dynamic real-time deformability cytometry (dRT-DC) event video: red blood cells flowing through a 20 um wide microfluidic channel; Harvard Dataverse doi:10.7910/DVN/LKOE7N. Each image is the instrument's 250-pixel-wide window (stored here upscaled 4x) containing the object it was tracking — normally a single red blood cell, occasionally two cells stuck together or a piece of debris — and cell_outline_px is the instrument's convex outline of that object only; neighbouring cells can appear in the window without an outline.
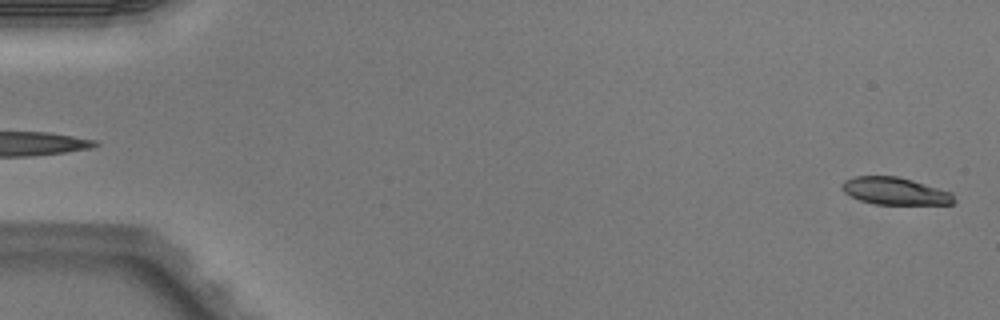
{"species": "Egyptian fruit bat (a non-hibernating species)", "species_latin": "Rousettus aegyptiacus", "temperature_condition": "warm", "stored_images_in_passage": 5, "segment_of_instrument_passage": [2, 2], "camera_frame_rate_fps": 3000, "um_per_image_px": 0.085, "animal": {"sex": "male"}, "frame": {"image": 1, "passage_image": 5, "time_ms": 1.333, "image_size_px": [1000, 320], "cell_outline_px": [[956, 200], [952, 204], [876, 204], [860, 200], [844, 192], [840, 188], [840, 184], [844, 180], [856, 176], [896, 176], [912, 180], [952, 192]], "centroid_in_image_um": [76.07, 16.24], "position_along_channel_um": 8.9, "area_um2": 17.8}}